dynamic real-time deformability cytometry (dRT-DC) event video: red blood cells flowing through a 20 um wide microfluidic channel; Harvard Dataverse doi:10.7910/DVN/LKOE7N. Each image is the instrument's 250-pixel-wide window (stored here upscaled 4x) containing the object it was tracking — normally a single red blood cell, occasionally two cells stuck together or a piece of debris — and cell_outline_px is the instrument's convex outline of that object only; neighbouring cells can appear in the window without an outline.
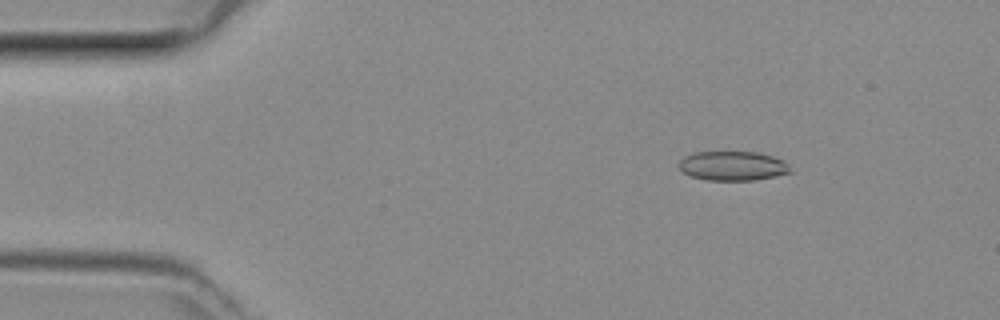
{"species": "common noctule bat (a hibernating species)", "species_latin": "Nyctalus noctula", "temperature_condition": "room temperature", "stored_images_in_passage": 46, "camera_frame_rate_fps": 3000, "um_per_image_px": 0.085, "animal": {"sex": "female", "body_mass_g": 29.2, "forearm_length_mm": 56.3}, "frame": {"image": 1, "passage_image": 5, "time_ms": 1.333, "image_size_px": [1000, 320], "cell_outline_px": [[792, 172], [776, 176], [756, 180], [708, 180], [692, 176], [684, 172], [680, 168], [680, 160], [684, 156], [696, 152], [760, 152], [784, 160], [788, 164]], "centroid_in_image_um": [62.33, 14.1], "position_along_channel_um": 22.7, "area_um2": 19.02}}
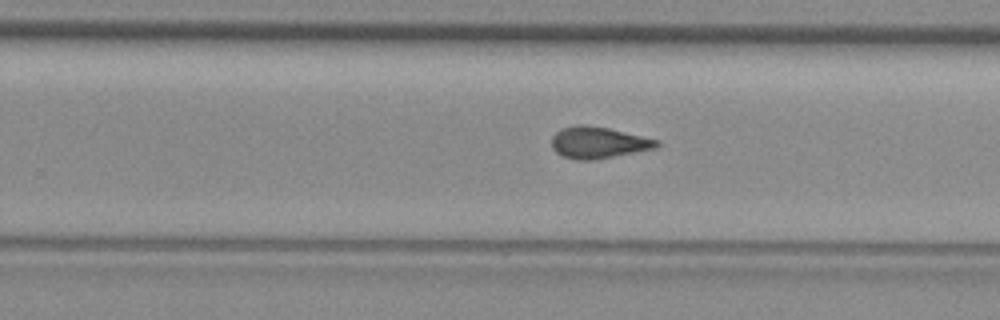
{"frame": {"image": 2, "passage_image": 28, "time_ms": 9.0, "image_size_px": [1000, 320], "cell_outline_px": [[660, 144], [656, 148], [592, 160], [576, 160], [564, 156], [556, 152], [552, 148], [552, 136], [556, 132], [564, 128], [576, 124], [584, 124], [608, 128], [660, 140]], "centroid_in_image_um": [50.86, 12.11], "position_along_channel_um": 278.9, "area_um2": 19.19}}
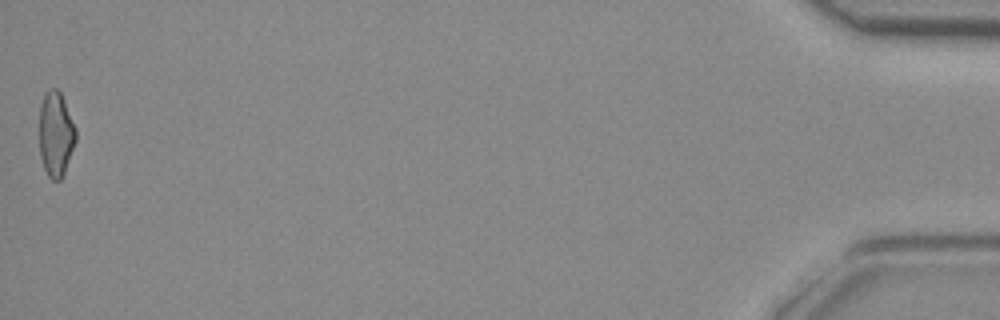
{"frame": {"image": 3, "passage_image": 46, "time_ms": 15.0, "image_size_px": [1000, 320], "cell_outline_px": [[76, 140], [64, 172], [60, 180], [52, 180], [48, 176], [44, 168], [40, 156], [40, 104], [44, 92], [48, 88], [56, 88], [60, 92], [64, 100], [76, 128]], "centroid_in_image_um": [4.73, 11.36], "position_along_channel_um": 430.5, "area_um2": 18.03}}